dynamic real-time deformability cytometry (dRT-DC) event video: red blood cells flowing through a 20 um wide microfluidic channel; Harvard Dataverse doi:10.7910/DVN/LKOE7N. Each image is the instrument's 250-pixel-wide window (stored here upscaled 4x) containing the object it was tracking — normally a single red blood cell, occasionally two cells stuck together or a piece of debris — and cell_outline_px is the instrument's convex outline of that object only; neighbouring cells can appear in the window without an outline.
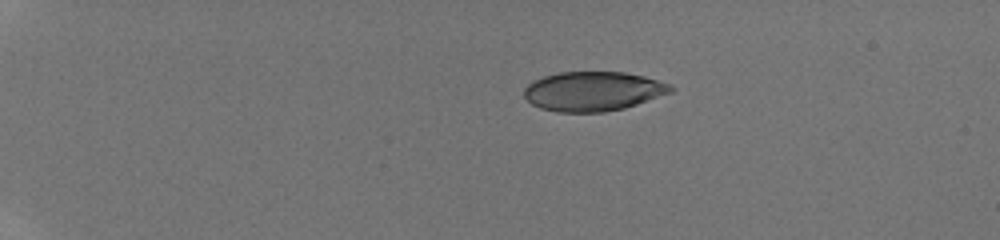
{"species": "human", "species_latin": "Homo sapiens", "temperature_condition": "room temperature", "stored_images_in_passage": 38, "camera_frame_rate_fps": 3000, "um_per_image_px": 0.085, "donor": {"sex": "male"}, "frame": {"image": 1, "passage_image": 1, "time_ms": 0.0, "image_size_px": [1000, 240], "cell_outline_px": [[676, 88], [672, 92], [624, 108], [604, 112], [556, 112], [540, 108], [532, 104], [524, 96], [524, 88], [532, 80], [544, 76], [560, 72], [624, 72], [644, 76], [672, 84]], "centroid_in_image_um": [50.42, 7.75], "position_along_channel_um": 34.6, "area_um2": 33.81}}
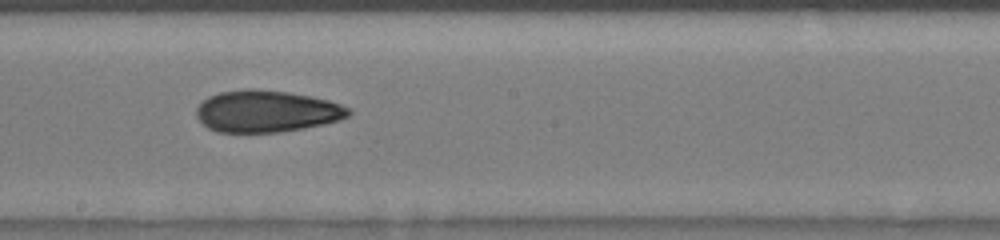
{"frame": {"image": 2, "passage_image": 20, "time_ms": 7.0, "image_size_px": [1000, 240], "cell_outline_px": [[352, 112], [348, 116], [340, 120], [324, 124], [304, 128], [280, 132], [216, 132], [208, 128], [196, 116], [196, 108], [208, 96], [220, 92], [248, 88], [252, 88], [288, 92], [312, 96], [328, 100], [352, 108]], "centroid_in_image_um": [22.68, 9.45], "position_along_channel_um": 225.5, "area_um2": 37.28}}
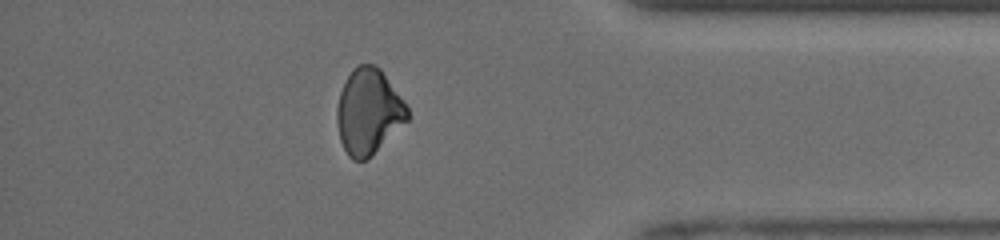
{"frame": {"image": 3, "passage_image": 34, "time_ms": 11.667, "image_size_px": [1000, 240], "cell_outline_px": [[408, 120], [368, 160], [352, 160], [348, 156], [340, 140], [336, 124], [336, 108], [340, 92], [352, 68], [356, 64], [376, 64], [380, 68], [408, 108]], "centroid_in_image_um": [31.3, 9.5], "position_along_channel_um": 403.9, "area_um2": 35.2}, "authors_computed_cell_mechanics": {"area_um2": 36.414, "velocity_mm_per_s": 4.1733, "shape_relaxation_time_tau1_ms": 5.205, "shape_relaxation_time_tau2_ms": 5.4169, "deformation_change_tau1": 0.134, "deformation_change_tau2": 0.1191}}